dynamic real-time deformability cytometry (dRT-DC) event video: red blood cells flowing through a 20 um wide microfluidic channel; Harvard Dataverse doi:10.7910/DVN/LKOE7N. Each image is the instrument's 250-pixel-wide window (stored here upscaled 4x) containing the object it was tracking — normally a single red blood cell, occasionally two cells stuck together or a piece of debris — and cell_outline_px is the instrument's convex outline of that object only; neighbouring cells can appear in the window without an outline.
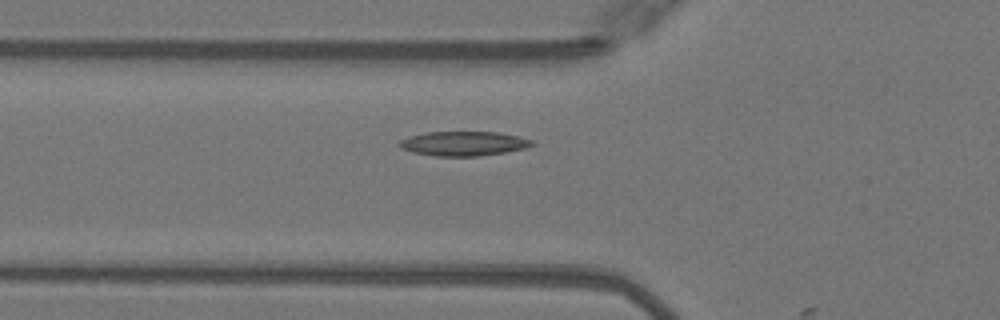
{"species": "Egyptian fruit bat (a non-hibernating species)", "species_latin": "Rousettus aegyptiacus", "temperature_condition": "warm", "stored_images_in_passage": 4, "camera_frame_rate_fps": 3000, "um_per_image_px": 0.085, "animal": {"sex": "female"}, "frame": {"image": 1, "passage_image": 3, "time_ms": 0.667, "image_size_px": [1000, 320], "cell_outline_px": [[536, 144], [524, 148], [504, 152], [476, 156], [436, 156], [412, 152], [400, 148], [396, 144], [400, 140], [408, 136], [424, 132], [496, 132], [516, 136], [532, 140]], "centroid_in_image_um": [39.33, 12.2], "position_along_channel_um": 86.5, "area_um2": 18.84}}